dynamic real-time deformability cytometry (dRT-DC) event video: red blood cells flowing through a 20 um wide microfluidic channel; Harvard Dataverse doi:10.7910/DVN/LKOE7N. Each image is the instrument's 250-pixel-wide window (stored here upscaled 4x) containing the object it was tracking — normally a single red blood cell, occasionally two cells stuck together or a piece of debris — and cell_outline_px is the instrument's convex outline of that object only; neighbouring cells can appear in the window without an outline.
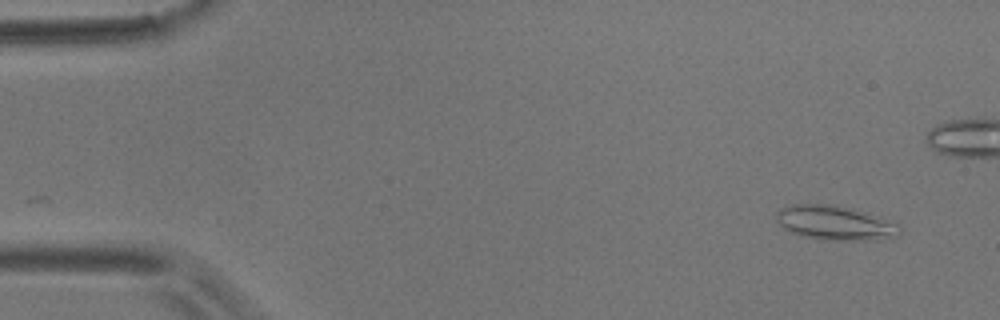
{"species": "common noctule bat (a hibernating species)", "species_latin": "Nyctalus noctula", "temperature_condition": "room temperature", "stored_images_in_passage": 2, "camera_frame_rate_fps": 3000, "um_per_image_px": 0.085, "animal": {"sex": "male", "body_mass_g": 17.9}, "frame": {"image": 1, "passage_image": 2, "time_ms": 0.333, "image_size_px": [1000, 320], "cell_outline_px": [[900, 236], [872, 240], [820, 240], [804, 236], [792, 232], [784, 228], [776, 220], [776, 212], [780, 208], [792, 204], [836, 204], [852, 208], [896, 220], [900, 224]], "centroid_in_image_um": [71.05, 18.93], "position_along_channel_um": 13.9, "area_um2": 25.32}}